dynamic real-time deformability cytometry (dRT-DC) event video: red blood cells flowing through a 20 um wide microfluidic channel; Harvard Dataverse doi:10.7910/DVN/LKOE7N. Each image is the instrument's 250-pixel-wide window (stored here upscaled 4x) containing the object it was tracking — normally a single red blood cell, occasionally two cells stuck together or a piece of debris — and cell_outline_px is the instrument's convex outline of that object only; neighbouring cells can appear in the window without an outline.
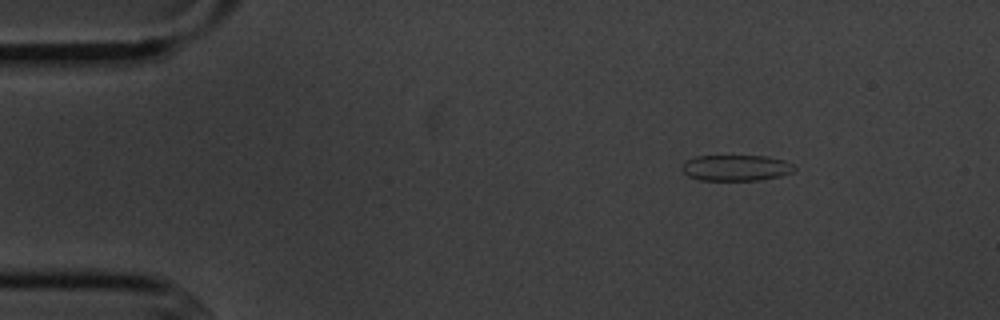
{"species": "common noctule bat (a hibernating species)", "species_latin": "Nyctalus noctula", "temperature_condition": "cold", "stored_images_in_passage": 3, "camera_frame_rate_fps": 3000, "um_per_image_px": 0.085, "animal": {"sex": "male", "body_mass_g": 20.1, "forearm_length_mm": 53.5}, "frame": {"image": 1, "passage_image": 1, "time_ms": 0.0, "image_size_px": [1000, 320], "cell_outline_px": [[796, 168], [792, 172], [780, 176], [760, 180], [700, 180], [688, 176], [680, 168], [680, 164], [684, 160], [696, 156], [768, 156], [784, 160], [796, 164]], "centroid_in_image_um": [62.55, 14.26], "position_along_channel_um": 22.5, "area_um2": 17.28}}